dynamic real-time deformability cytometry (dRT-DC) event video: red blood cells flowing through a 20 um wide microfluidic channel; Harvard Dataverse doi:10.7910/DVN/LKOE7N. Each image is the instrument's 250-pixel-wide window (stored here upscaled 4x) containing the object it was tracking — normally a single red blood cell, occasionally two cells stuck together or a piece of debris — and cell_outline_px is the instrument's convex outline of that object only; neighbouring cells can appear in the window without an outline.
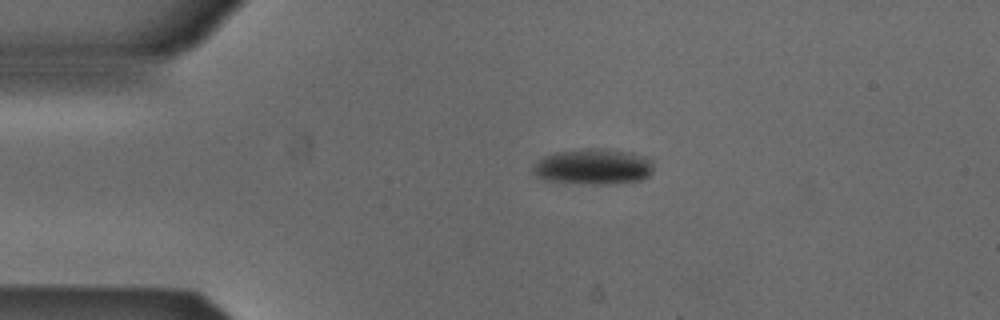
{"species": "Egyptian fruit bat (a non-hibernating species)", "species_latin": "Rousettus aegyptiacus", "temperature_condition": "cold", "stored_images_in_passage": 43, "camera_frame_rate_fps": 3000, "um_per_image_px": 0.085, "animal": {"sex": "male"}, "frame": {"image": 1, "passage_image": 1, "time_ms": 0.0, "image_size_px": [1000, 320], "cell_outline_px": [[652, 172], [648, 176], [640, 180], [608, 184], [588, 184], [544, 180], [536, 176], [532, 172], [532, 168], [544, 156], [556, 152], [584, 148], [608, 148], [632, 152], [644, 156], [652, 164]], "centroid_in_image_um": [50.42, 14.15], "position_along_channel_um": 34.6, "area_um2": 25.14}}
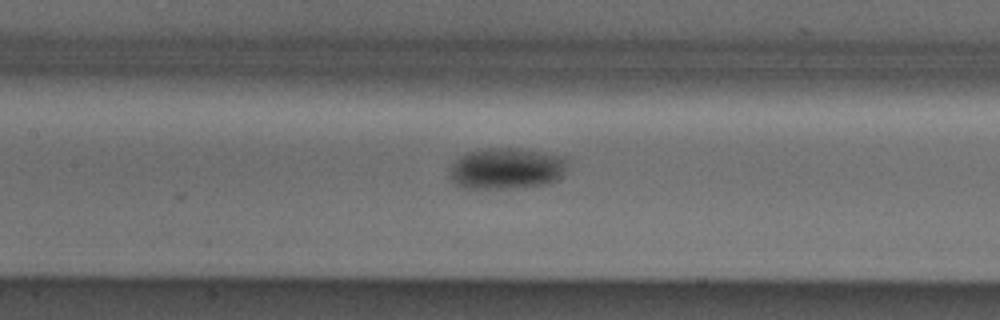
{"frame": {"image": 2, "passage_image": 14, "time_ms": 4.333, "image_size_px": [1000, 320], "cell_outline_px": [[568, 164], [564, 172], [556, 180], [548, 184], [516, 188], [460, 188], [452, 180], [448, 172], [452, 164], [460, 156], [468, 152], [488, 148], [520, 148], [564, 156], [568, 160]], "centroid_in_image_um": [43.06, 14.32], "position_along_channel_um": 164.3, "area_um2": 28.55}}
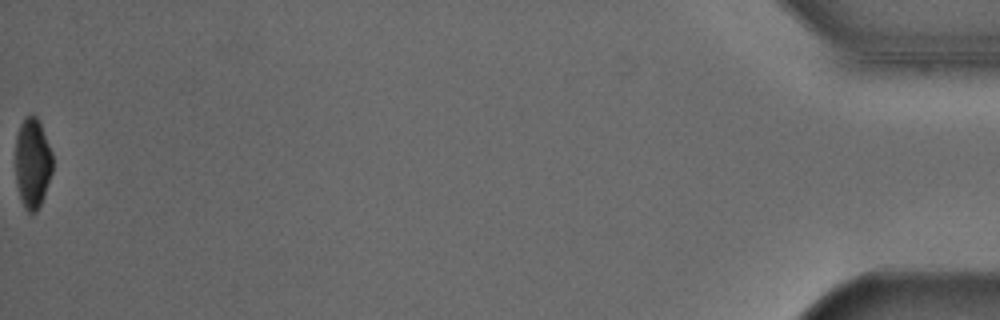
{"frame": {"image": 3, "passage_image": 43, "time_ms": 14.0, "image_size_px": [1000, 320], "cell_outline_px": [[52, 172], [44, 196], [36, 212], [28, 212], [24, 208], [20, 196], [16, 180], [16, 136], [20, 124], [24, 116], [32, 112], [36, 116], [40, 124], [52, 152]], "centroid_in_image_um": [2.76, 13.82], "position_along_channel_um": 432.4, "area_um2": 19.48}}